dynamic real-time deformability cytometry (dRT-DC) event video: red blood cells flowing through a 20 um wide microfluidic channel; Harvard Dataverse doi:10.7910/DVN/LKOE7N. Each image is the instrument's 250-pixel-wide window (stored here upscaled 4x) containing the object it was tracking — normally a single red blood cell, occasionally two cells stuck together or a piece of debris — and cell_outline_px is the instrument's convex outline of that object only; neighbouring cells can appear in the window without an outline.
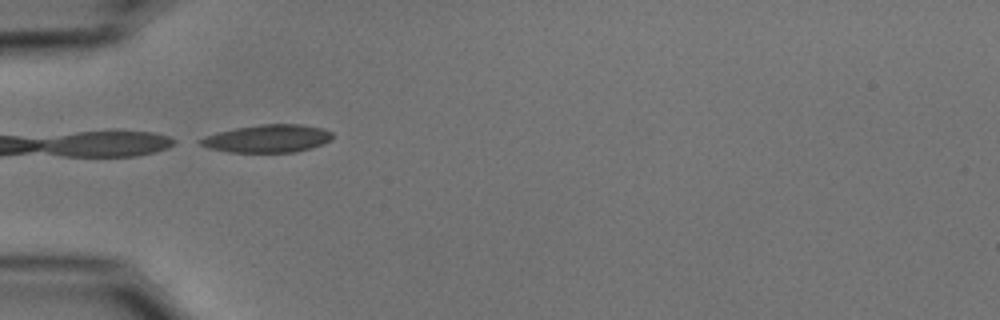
{"species": "common noctule bat (a hibernating species)", "species_latin": "Nyctalus noctula", "temperature_condition": "cold", "stored_images_in_passage": 4, "camera_frame_rate_fps": 3000, "um_per_image_px": 0.085, "animal": {"sex": "male", "body_mass_g": 15.6}, "frame": {"image": 1, "passage_image": 1, "time_ms": 0.0, "image_size_px": [1000, 320], "cell_outline_px": [[332, 140], [324, 144], [312, 148], [296, 152], [228, 152], [208, 148], [200, 144], [196, 140], [204, 136], [236, 128], [260, 124], [300, 124], [324, 128], [332, 132]], "centroid_in_image_um": [22.77, 11.78], "position_along_channel_um": 62.2, "area_um2": 21.56}}